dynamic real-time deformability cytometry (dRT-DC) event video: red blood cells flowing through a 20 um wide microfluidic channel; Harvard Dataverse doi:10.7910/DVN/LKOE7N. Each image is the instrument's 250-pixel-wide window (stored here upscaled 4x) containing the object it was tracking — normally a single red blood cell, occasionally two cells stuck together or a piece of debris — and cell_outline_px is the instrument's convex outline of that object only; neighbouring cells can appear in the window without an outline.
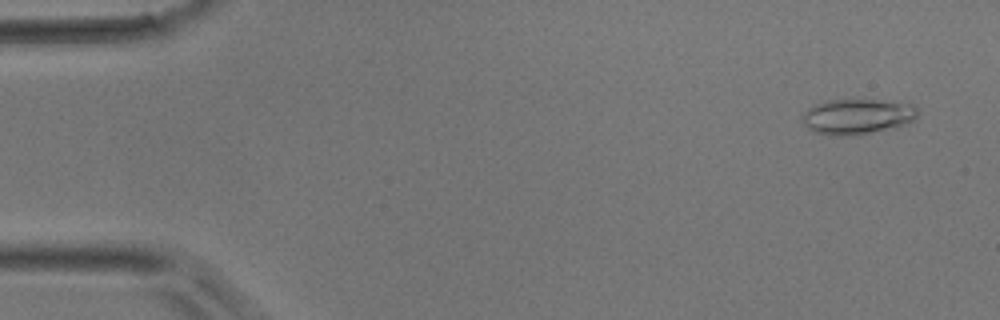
{"species": "common noctule bat (a hibernating species)", "species_latin": "Nyctalus noctula", "temperature_condition": "room temperature", "stored_images_in_passage": 39, "camera_frame_rate_fps": 3000, "um_per_image_px": 0.085, "animal": {"sex": "male", "body_mass_g": 17.9}, "frame": {"image": 1, "passage_image": 3, "time_ms": 0.667, "image_size_px": [1000, 320], "cell_outline_px": [[916, 116], [908, 124], [896, 128], [848, 136], [836, 136], [816, 132], [808, 128], [800, 120], [800, 116], [808, 108], [816, 104], [828, 100], [880, 100], [916, 104]], "centroid_in_image_um": [72.86, 9.91], "position_along_channel_um": 12.1, "area_um2": 23.93}}
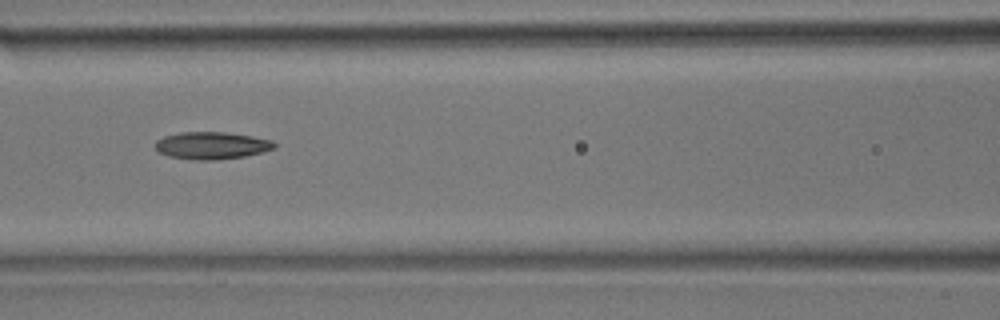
{"frame": {"image": 2, "passage_image": 21, "time_ms": 6.667, "image_size_px": [1000, 320], "cell_outline_px": [[276, 148], [244, 156], [216, 160], [192, 160], [168, 156], [160, 152], [156, 148], [156, 140], [164, 136], [180, 132], [224, 132], [252, 136], [272, 140], [276, 144]], "centroid_in_image_um": [17.99, 12.37], "position_along_channel_um": 148.6, "area_um2": 18.9}}
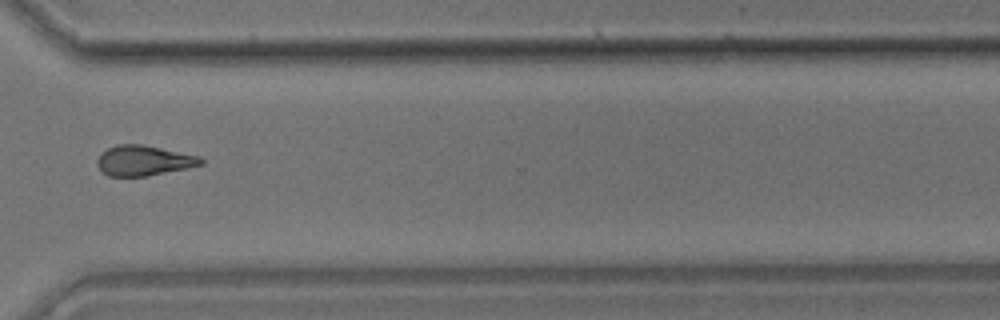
{"frame": {"image": 3, "passage_image": 36, "time_ms": 11.667, "image_size_px": [1000, 320], "cell_outline_px": [[204, 164], [188, 168], [148, 176], [108, 176], [96, 164], [96, 160], [108, 148], [116, 144], [140, 144], [200, 156], [204, 160]], "centroid_in_image_um": [12.24, 13.65], "position_along_channel_um": 358.4, "area_um2": 18.15}}